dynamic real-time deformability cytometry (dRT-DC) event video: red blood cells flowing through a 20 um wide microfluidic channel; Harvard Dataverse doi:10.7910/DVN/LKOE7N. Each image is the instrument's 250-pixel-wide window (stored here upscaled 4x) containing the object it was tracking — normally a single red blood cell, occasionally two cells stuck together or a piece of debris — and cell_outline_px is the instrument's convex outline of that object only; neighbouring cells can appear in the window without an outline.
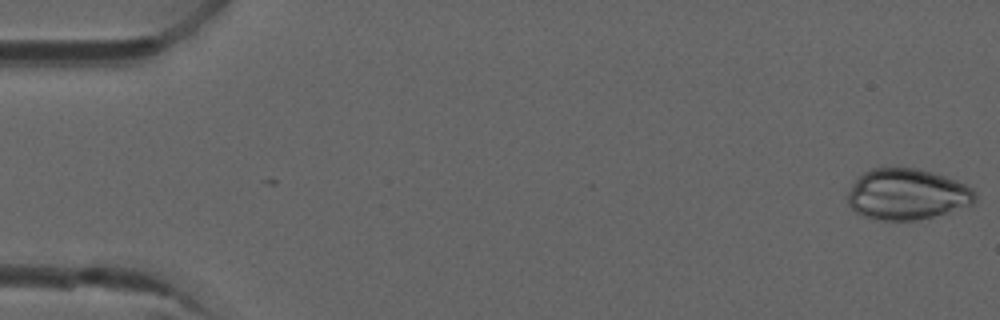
{"species": "common noctule bat (a hibernating species)", "species_latin": "Nyctalus noctula", "temperature_condition": "room temperature", "stored_images_in_passage": 5, "camera_frame_rate_fps": 3000, "um_per_image_px": 0.085, "animal": {"sex": "male", "forearm_length_mm": 52.5}, "frame": {"image": 1, "passage_image": 1, "time_ms": 0.0, "image_size_px": [1000, 320], "cell_outline_px": [[976, 200], [972, 204], [948, 212], [916, 220], [884, 220], [864, 216], [856, 212], [848, 204], [848, 192], [852, 184], [864, 172], [872, 168], [916, 168], [932, 172], [956, 180], [972, 188], [976, 192]], "centroid_in_image_um": [77.1, 16.51], "position_along_channel_um": 7.9, "area_um2": 37.57}}